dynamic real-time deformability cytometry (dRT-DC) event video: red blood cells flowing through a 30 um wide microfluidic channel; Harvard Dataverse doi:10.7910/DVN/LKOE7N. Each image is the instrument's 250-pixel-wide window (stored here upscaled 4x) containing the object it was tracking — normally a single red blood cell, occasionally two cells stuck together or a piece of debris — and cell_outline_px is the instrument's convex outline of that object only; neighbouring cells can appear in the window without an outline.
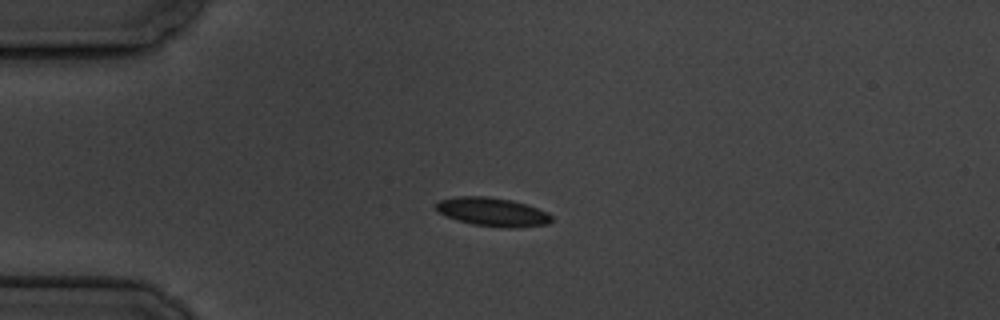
{"species": "common noctule bat (a hibernating species)", "species_latin": "Nyctalus noctula", "temperature_condition": "cold", "stored_images_in_passage": 6, "camera_frame_rate_fps": 3000, "um_per_image_px": 0.085, "animal": {"sex": "male", "body_mass_g": 19.5, "forearm_length_mm": 54.6}, "frame": {"image": 1, "passage_image": 4, "time_ms": 3.333, "image_size_px": [1000, 320], "cell_outline_px": [[552, 220], [548, 224], [516, 228], [508, 228], [472, 224], [436, 212], [436, 204], [440, 200], [456, 196], [488, 196], [512, 200], [548, 212], [552, 216]], "centroid_in_image_um": [41.88, 18.01], "position_along_channel_um": 43.1, "area_um2": 19.19}}